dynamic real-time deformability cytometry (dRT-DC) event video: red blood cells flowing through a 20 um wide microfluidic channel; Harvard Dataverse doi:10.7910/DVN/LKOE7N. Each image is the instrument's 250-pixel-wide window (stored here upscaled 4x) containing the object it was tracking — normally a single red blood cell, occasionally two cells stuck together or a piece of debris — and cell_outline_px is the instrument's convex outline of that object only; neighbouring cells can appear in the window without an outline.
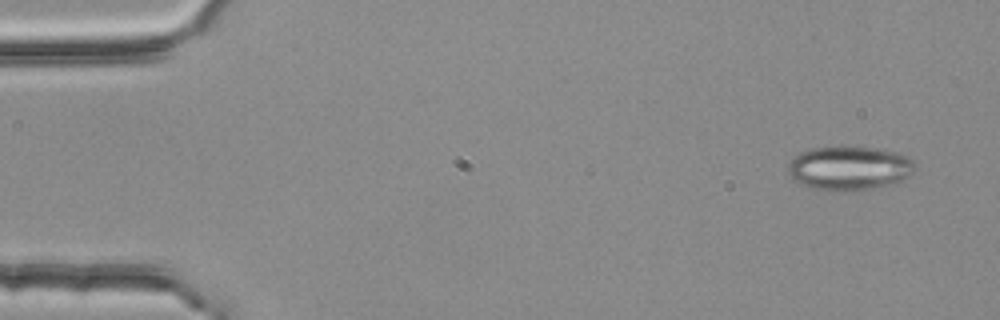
{"species": "common noctule bat (a hibernating species)", "species_latin": "Nyctalus noctula", "temperature_condition": "room temperature", "stored_images_in_passage": 4, "camera_frame_rate_fps": 3000, "um_per_image_px": 0.085, "animal": {"sex": "female", "body_mass_g": 25.1}, "frame": {"image": 1, "passage_image": 1, "time_ms": 0.0, "image_size_px": [1000, 320], "cell_outline_px": [[916, 164], [912, 172], [908, 176], [900, 180], [888, 184], [868, 188], [844, 192], [840, 192], [808, 188], [800, 184], [788, 172], [788, 164], [796, 156], [812, 148], [840, 144], [844, 144], [876, 148], [896, 152], [908, 156]], "centroid_in_image_um": [72.17, 14.26], "position_along_channel_um": 12.8, "area_um2": 32.89}}